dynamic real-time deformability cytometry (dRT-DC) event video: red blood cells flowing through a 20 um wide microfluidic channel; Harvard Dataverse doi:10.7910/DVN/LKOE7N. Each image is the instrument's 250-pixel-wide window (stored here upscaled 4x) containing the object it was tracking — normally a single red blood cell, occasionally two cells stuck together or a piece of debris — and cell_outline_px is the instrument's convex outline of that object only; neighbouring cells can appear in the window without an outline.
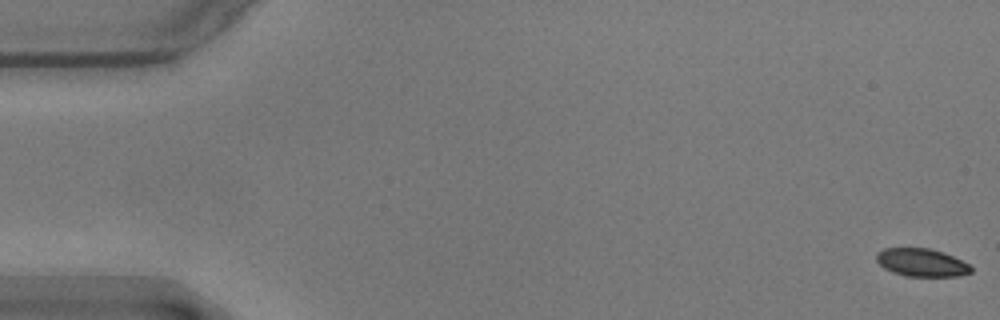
{"species": "common noctule bat (a hibernating species)", "species_latin": "Nyctalus noctula", "temperature_condition": "warm", "stored_images_in_passage": 58, "camera_frame_rate_fps": 3000, "um_per_image_px": 0.085, "animal": {"sex": "male", "body_mass_g": 17.9}, "frame": {"image": 1, "passage_image": 1, "time_ms": 0.0, "image_size_px": [1000, 320], "cell_outline_px": [[972, 272], [956, 276], [904, 276], [892, 272], [884, 268], [876, 260], [876, 252], [884, 248], [928, 248], [944, 252], [968, 264], [972, 268]], "centroid_in_image_um": [78.3, 22.31], "position_along_channel_um": 6.7, "area_um2": 15.37}}
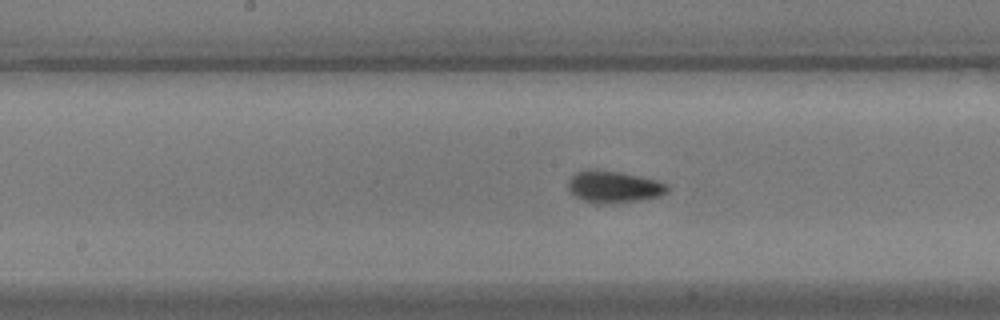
{"frame": {"image": 2, "passage_image": 29, "time_ms": 9.333, "image_size_px": [1000, 320], "cell_outline_px": [[672, 188], [668, 192], [660, 196], [640, 200], [608, 204], [596, 204], [584, 200], [576, 196], [568, 188], [568, 180], [576, 172], [588, 168], [596, 168], [620, 172], [660, 180], [668, 184]], "centroid_in_image_um": [52.22, 15.86], "position_along_channel_um": 196.0, "area_um2": 18.9}}
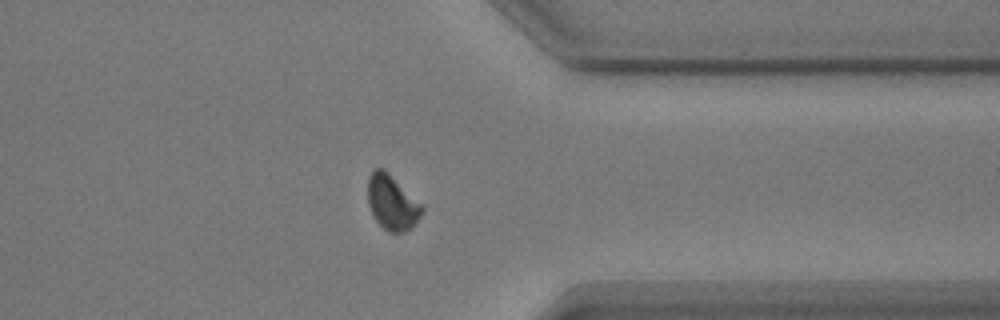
{"frame": {"image": 3, "passage_image": 45, "time_ms": 14.667, "image_size_px": [1000, 320], "cell_outline_px": [[424, 212], [412, 228], [404, 232], [388, 232], [372, 216], [368, 204], [368, 176], [376, 168], [380, 168], [388, 172], [424, 204]], "centroid_in_image_um": [33.36, 17.22], "position_along_channel_um": 378.0, "area_um2": 17.63}}